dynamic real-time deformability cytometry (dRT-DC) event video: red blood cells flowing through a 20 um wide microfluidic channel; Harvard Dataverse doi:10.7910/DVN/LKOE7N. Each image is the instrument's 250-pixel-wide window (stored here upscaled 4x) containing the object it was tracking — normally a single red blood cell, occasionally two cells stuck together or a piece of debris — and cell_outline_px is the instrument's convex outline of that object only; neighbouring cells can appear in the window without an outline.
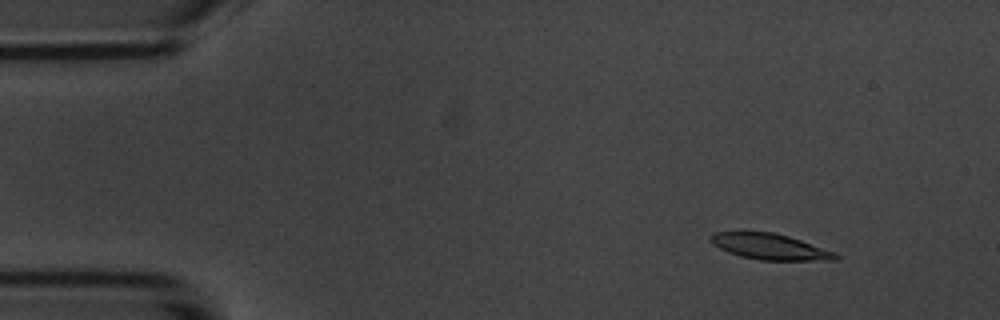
{"species": "common noctule bat (a hibernating species)", "species_latin": "Nyctalus noctula", "temperature_condition": "room temperature", "stored_images_in_passage": 10, "camera_frame_rate_fps": 3000, "um_per_image_px": 0.085, "animal": {"sex": "male", "body_mass_g": 20.1, "forearm_length_mm": 53.5}, "frame": {"image": 1, "passage_image": 1, "time_ms": 0.0, "image_size_px": [1000, 320], "cell_outline_px": [[840, 260], [760, 260], [740, 256], [728, 252], [712, 244], [708, 240], [708, 236], [716, 232], [772, 232], [788, 236], [836, 252], [840, 256]], "centroid_in_image_um": [65.44, 20.97], "position_along_channel_um": 19.6, "area_um2": 18.84}}
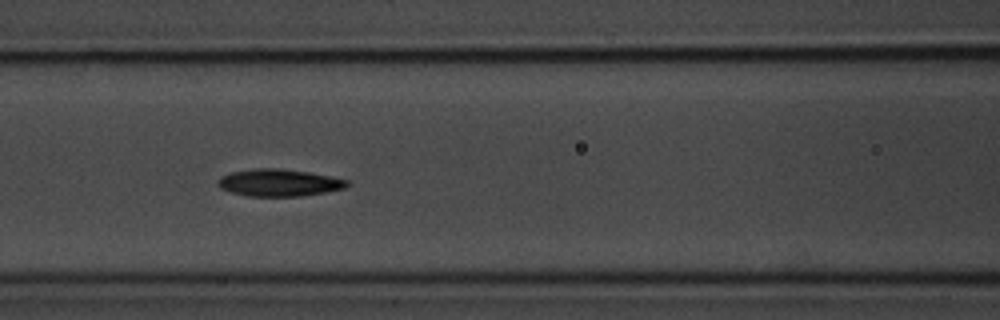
{"frame": {"image": 2, "passage_image": 6, "time_ms": 5.667, "image_size_px": [1000, 320], "cell_outline_px": [[352, 184], [344, 188], [328, 192], [300, 196], [248, 196], [232, 192], [220, 188], [216, 184], [216, 180], [220, 176], [232, 172], [256, 168], [276, 168], [308, 172], [348, 180]], "centroid_in_image_um": [23.7, 15.53], "position_along_channel_um": 142.9, "area_um2": 20.46}}
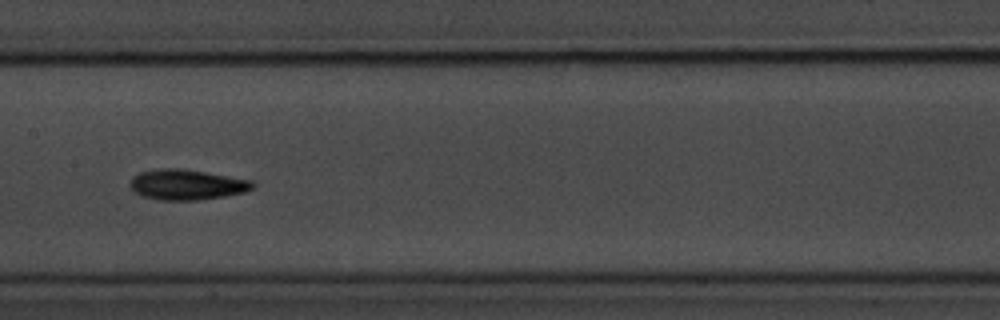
{"frame": {"image": 3, "passage_image": 7, "time_ms": 7.0, "image_size_px": [1000, 320], "cell_outline_px": [[256, 184], [252, 188], [244, 192], [224, 196], [200, 200], [156, 200], [140, 196], [132, 192], [128, 184], [132, 176], [140, 172], [160, 168], [184, 168], [252, 180]], "centroid_in_image_um": [15.81, 15.69], "position_along_channel_um": 191.6, "area_um2": 22.14}}